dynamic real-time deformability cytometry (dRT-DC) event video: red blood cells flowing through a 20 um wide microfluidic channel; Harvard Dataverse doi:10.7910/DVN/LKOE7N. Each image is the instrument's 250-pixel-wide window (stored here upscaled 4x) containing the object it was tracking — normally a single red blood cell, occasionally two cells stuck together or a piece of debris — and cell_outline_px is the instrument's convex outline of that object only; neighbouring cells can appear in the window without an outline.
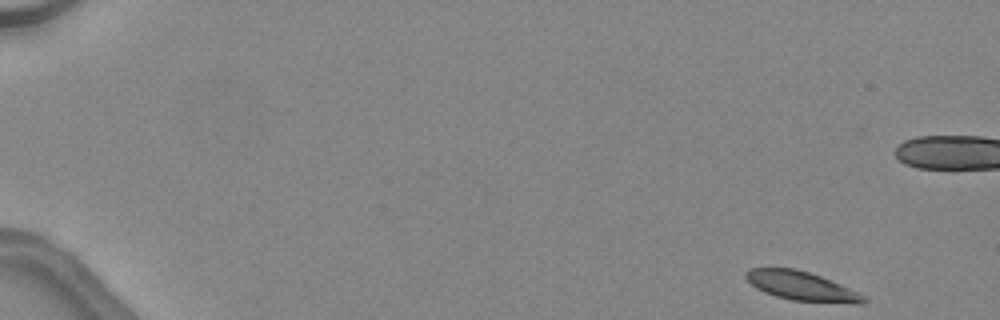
{"species": "common noctule bat (a hibernating species)", "species_latin": "Nyctalus noctula", "temperature_condition": "warm", "stored_images_in_passage": 46, "camera_frame_rate_fps": 3000, "um_per_image_px": 0.085, "animal": {"sex": "female", "body_mass_g": 24.6, "forearm_length_mm": 56.2}, "frame": {"image": 1, "passage_image": 1, "time_ms": 0.0, "image_size_px": [1000, 320], "cell_outline_px": [[868, 300], [864, 304], [852, 304], [792, 300], [776, 296], [764, 292], [756, 288], [744, 276], [744, 272], [748, 268], [796, 268], [820, 276], [840, 284], [864, 296]], "centroid_in_image_um": [68.12, 24.32], "position_along_channel_um": 16.9, "area_um2": 19.88}, "authors_computed_cell_mechanics": {"area_um2": 21.0392, "velocity_mm_per_s": 4.4735, "shape_relaxation_time_tau1_ms": 2.6195, "shape_relaxation_time_tau2_ms": 3.7158, "deformation_change_tau1": 0.1043, "deformation_change_tau2": 0.0939}}